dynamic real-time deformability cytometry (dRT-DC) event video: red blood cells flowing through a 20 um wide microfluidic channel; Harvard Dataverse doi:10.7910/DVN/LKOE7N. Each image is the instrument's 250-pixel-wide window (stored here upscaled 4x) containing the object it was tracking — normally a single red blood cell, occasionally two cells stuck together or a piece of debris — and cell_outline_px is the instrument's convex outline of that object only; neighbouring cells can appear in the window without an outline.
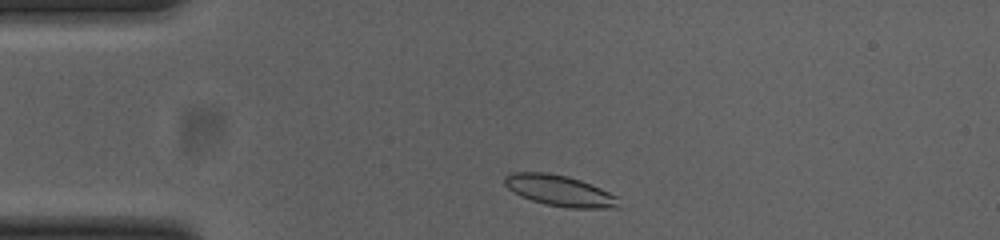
{"species": "common noctule bat (a hibernating species)", "species_latin": "Nyctalus noctula", "temperature_condition": "cold", "stored_images_in_passage": 37, "camera_frame_rate_fps": 3000, "um_per_image_px": 0.085, "animal": {"sex": "female", "body_mass_g": 23.0, "forearm_length_mm": 53.4}, "frame": {"image": 1, "passage_image": 2, "time_ms": 0.333, "image_size_px": [1000, 240], "cell_outline_px": [[620, 208], [568, 208], [544, 204], [520, 196], [508, 188], [504, 184], [504, 176], [512, 172], [548, 172], [568, 176], [580, 180], [600, 188], [616, 196]], "centroid_in_image_um": [47.54, 16.2], "position_along_channel_um": 37.5, "area_um2": 20.58}}
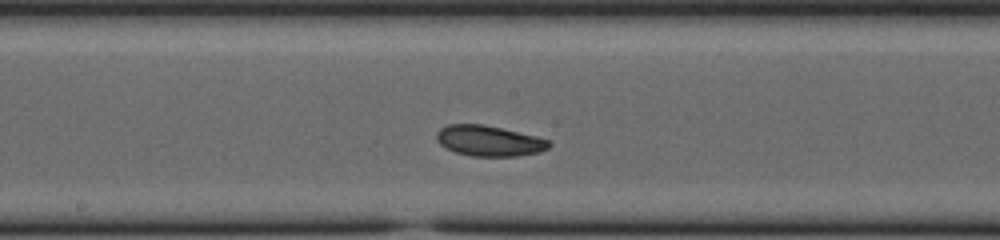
{"frame": {"image": 2, "passage_image": 18, "time_ms": 5.667, "image_size_px": [1000, 240], "cell_outline_px": [[552, 144], [548, 148], [540, 152], [516, 156], [472, 156], [456, 152], [440, 144], [436, 140], [436, 132], [440, 128], [448, 124], [484, 124], [536, 136], [548, 140]], "centroid_in_image_um": [41.56, 11.96], "position_along_channel_um": 206.6, "area_um2": 20.0}}
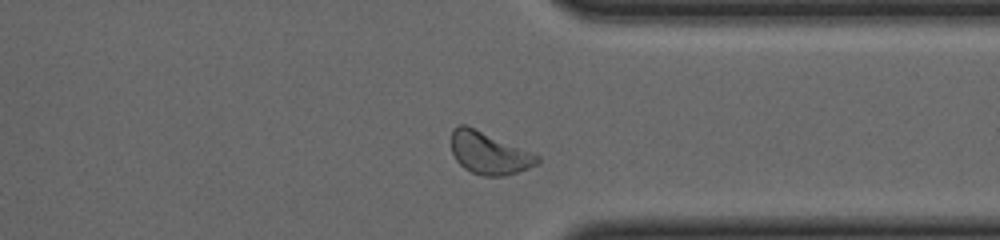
{"frame": {"image": 3, "passage_image": 31, "time_ms": 10.0, "image_size_px": [1000, 240], "cell_outline_px": [[540, 160], [536, 164], [528, 168], [504, 176], [484, 176], [472, 172], [464, 168], [456, 160], [452, 152], [452, 128], [460, 124], [464, 124], [540, 156]], "centroid_in_image_um": [41.54, 13.02], "position_along_channel_um": 369.9, "area_um2": 20.69}, "authors_computed_cell_mechanics": {"area_um2": 20.2878, "velocity_mm_per_s": 3.8079, "shape_relaxation_time_tau1_ms": 2.4708, "shape_relaxation_time_tau2_ms": null, "deformation_change_tau1": 0.0758, "deformation_change_tau2": null}}